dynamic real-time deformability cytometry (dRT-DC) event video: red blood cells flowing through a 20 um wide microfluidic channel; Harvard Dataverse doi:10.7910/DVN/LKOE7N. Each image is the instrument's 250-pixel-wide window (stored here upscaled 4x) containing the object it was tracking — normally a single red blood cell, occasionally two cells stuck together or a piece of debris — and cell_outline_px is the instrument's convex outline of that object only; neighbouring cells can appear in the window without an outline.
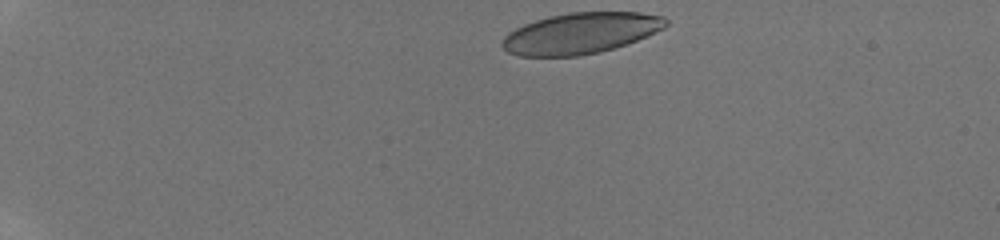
{"species": "human", "species_latin": "Homo sapiens", "temperature_condition": "room temperature", "stored_images_in_passage": 43, "camera_frame_rate_fps": 3000, "um_per_image_px": 0.085, "donor": {"sex": "male"}, "frame": {"image": 1, "passage_image": 1, "time_ms": 0.0, "image_size_px": [1000, 240], "cell_outline_px": [[668, 24], [664, 28], [648, 36], [628, 44], [600, 52], [580, 56], [520, 56], [508, 52], [500, 44], [500, 40], [508, 32], [524, 24], [548, 16], [568, 12], [640, 12], [664, 16], [668, 20]], "centroid_in_image_um": [49.37, 2.82], "position_along_channel_um": 35.6, "area_um2": 39.48}}
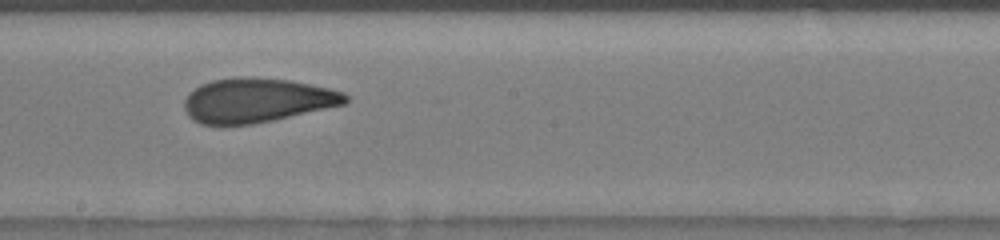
{"frame": {"image": 2, "passage_image": 23, "time_ms": 7.333, "image_size_px": [1000, 240], "cell_outline_px": [[352, 96], [344, 104], [272, 120], [252, 124], [200, 124], [192, 120], [188, 116], [184, 108], [184, 100], [200, 84], [212, 80], [240, 76], [252, 76], [288, 80], [328, 88], [344, 92]], "centroid_in_image_um": [21.83, 8.51], "position_along_channel_um": 226.4, "area_um2": 41.44}}
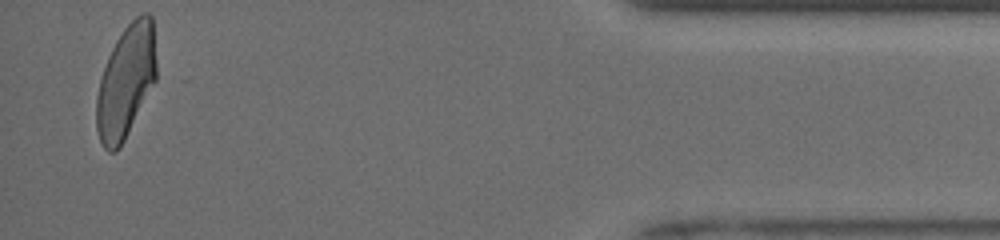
{"frame": {"image": 3, "passage_image": 42, "time_ms": 13.667, "image_size_px": [1000, 240], "cell_outline_px": [[156, 80], [120, 148], [116, 152], [108, 152], [104, 148], [100, 140], [96, 128], [96, 96], [100, 80], [108, 56], [116, 40], [124, 28], [136, 16], [144, 12], [148, 12], [152, 16], [156, 60]], "centroid_in_image_um": [10.7, 6.94], "position_along_channel_um": 424.5, "area_um2": 39.36}, "authors_computed_cell_mechanics": {"area_um2": 41.5582, "velocity_mm_per_s": 3.9622, "shape_relaxation_time_tau1_ms": 5.665, "shape_relaxation_time_tau2_ms": 1.4562, "deformation_change_tau1": 0.1801, "deformation_change_tau2": 0.0935}}